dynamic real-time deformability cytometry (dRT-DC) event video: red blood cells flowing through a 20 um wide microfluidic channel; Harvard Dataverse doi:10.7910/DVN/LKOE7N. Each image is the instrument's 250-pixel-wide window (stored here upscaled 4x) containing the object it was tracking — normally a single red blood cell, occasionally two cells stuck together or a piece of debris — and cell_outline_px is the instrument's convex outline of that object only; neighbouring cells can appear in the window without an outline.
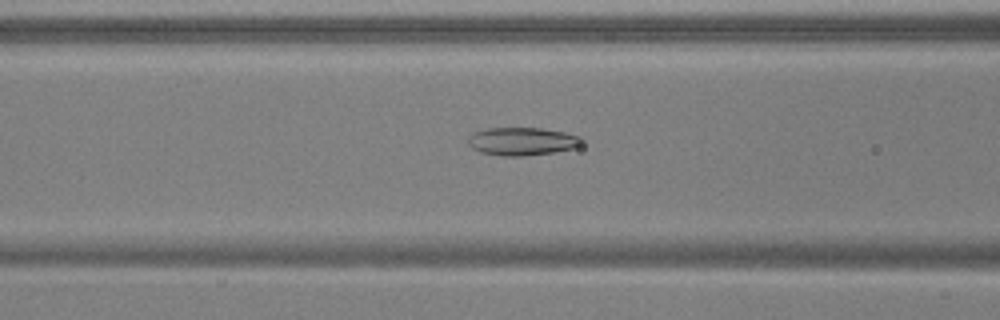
{"species": "common noctule bat (a hibernating species)", "species_latin": "Nyctalus noctula", "temperature_condition": "warm", "stored_images_in_passage": 36, "camera_frame_rate_fps": 3000, "um_per_image_px": 0.085, "animal": {"sex": "male", "body_mass_g": 17.9, "forearm_length_mm": 54.2}, "frame": {"image": 1, "passage_image": 8, "time_ms": 2.333, "image_size_px": [1000, 320], "cell_outline_px": [[580, 144], [572, 148], [552, 152], [524, 156], [504, 156], [480, 152], [472, 148], [468, 144], [468, 136], [476, 132], [488, 128], [540, 128], [564, 132], [580, 136]], "centroid_in_image_um": [44.33, 12.01], "position_along_channel_um": 122.3, "area_um2": 18.26}}
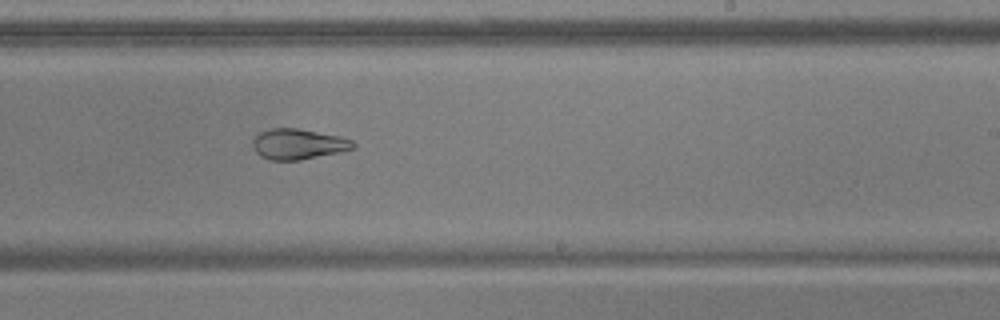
{"frame": {"image": 2, "passage_image": 19, "time_ms": 6.0, "image_size_px": [1000, 320], "cell_outline_px": [[356, 148], [340, 152], [300, 160], [268, 160], [260, 156], [256, 152], [252, 144], [252, 140], [260, 132], [268, 128], [296, 128], [340, 136], [352, 140], [356, 144]], "centroid_in_image_um": [25.35, 12.25], "position_along_channel_um": 263.7, "area_um2": 17.98}}
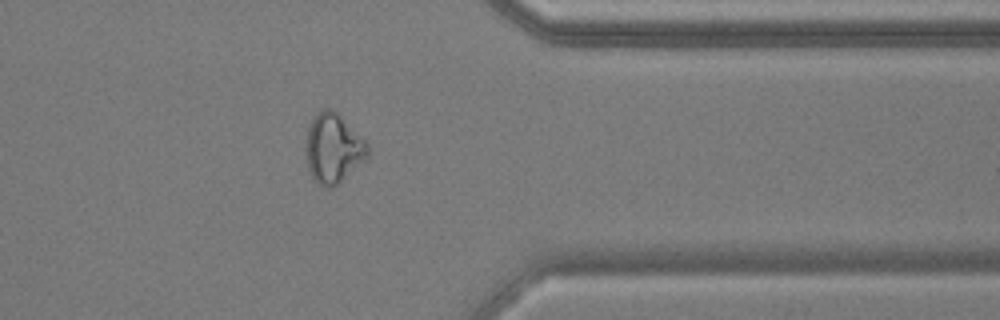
{"frame": {"image": 3, "passage_image": 29, "time_ms": 9.333, "image_size_px": [1000, 320], "cell_outline_px": [[368, 156], [332, 188], [324, 188], [316, 184], [308, 168], [308, 128], [316, 112], [324, 108], [332, 108], [368, 140]], "centroid_in_image_um": [28.36, 12.58], "position_along_channel_um": 383.0, "area_um2": 24.74}, "authors_computed_cell_mechanics": {"area_um2": 19.1896, "velocity_mm_per_s": 3.8592, "shape_relaxation_time_tau1_ms": null, "shape_relaxation_time_tau2_ms": 2.5235, "deformation_change_tau1": null, "deformation_change_tau2": 0.096}}